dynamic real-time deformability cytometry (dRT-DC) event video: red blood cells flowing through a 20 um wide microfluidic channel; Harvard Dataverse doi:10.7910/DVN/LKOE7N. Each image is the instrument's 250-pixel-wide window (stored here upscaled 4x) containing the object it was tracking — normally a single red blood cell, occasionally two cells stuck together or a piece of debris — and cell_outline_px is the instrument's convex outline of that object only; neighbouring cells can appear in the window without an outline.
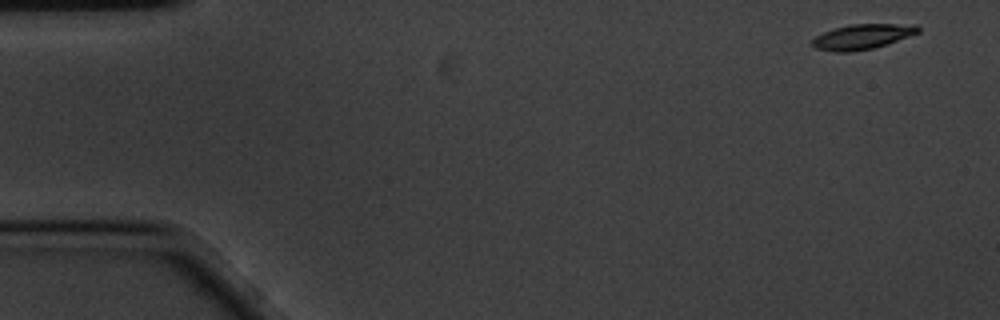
{"species": "common noctule bat (a hibernating species)", "species_latin": "Nyctalus noctula", "temperature_condition": "cold", "stored_images_in_passage": 5, "camera_frame_rate_fps": 3000, "um_per_image_px": 0.085, "animal": {"sex": "male", "body_mass_g": 20.1, "forearm_length_mm": 53.5}, "frame": {"image": 1, "passage_image": 1, "time_ms": 0.0, "image_size_px": [1000, 320], "cell_outline_px": [[920, 32], [872, 48], [848, 52], [836, 52], [816, 48], [812, 44], [812, 40], [816, 36], [824, 32], [836, 28], [852, 24], [916, 24], [920, 28]], "centroid_in_image_um": [73.3, 3.1], "position_along_channel_um": 11.7, "area_um2": 15.09}}
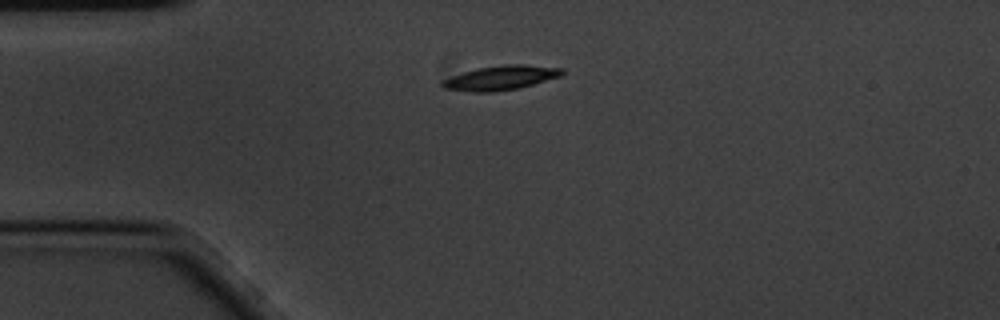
{"frame": {"image": 2, "passage_image": 4, "time_ms": 1.0, "image_size_px": [1000, 320], "cell_outline_px": [[564, 72], [560, 76], [520, 88], [492, 92], [472, 92], [444, 88], [440, 84], [440, 80], [476, 68], [504, 64], [524, 64], [564, 68]], "centroid_in_image_um": [42.55, 6.61], "position_along_channel_um": 42.4, "area_um2": 17.11}}